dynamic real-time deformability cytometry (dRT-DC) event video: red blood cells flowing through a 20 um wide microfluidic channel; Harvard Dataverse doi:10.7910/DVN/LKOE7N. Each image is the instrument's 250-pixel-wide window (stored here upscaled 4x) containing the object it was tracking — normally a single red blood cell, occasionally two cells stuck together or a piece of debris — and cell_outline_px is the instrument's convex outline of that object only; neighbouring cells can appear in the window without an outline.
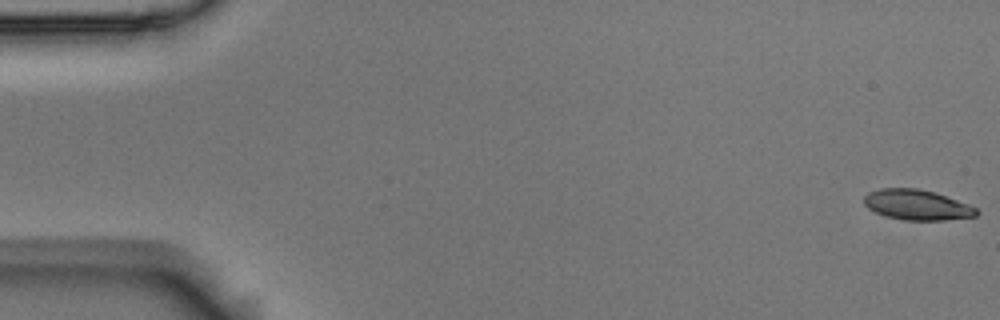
{"species": "Egyptian fruit bat (a non-hibernating species)", "species_latin": "Rousettus aegyptiacus", "temperature_condition": "room temperature", "stored_images_in_passage": 57, "camera_frame_rate_fps": 3000, "um_per_image_px": 0.085, "animal": {"sex": "male"}, "frame": {"image": 1, "passage_image": 1, "time_ms": 0.0, "image_size_px": [1000, 320], "cell_outline_px": [[980, 212], [976, 216], [944, 220], [904, 220], [884, 216], [868, 208], [864, 204], [864, 196], [868, 192], [880, 188], [920, 188], [968, 204], [976, 208]], "centroid_in_image_um": [77.91, 17.41], "position_along_channel_um": 7.1, "area_um2": 19.77}}
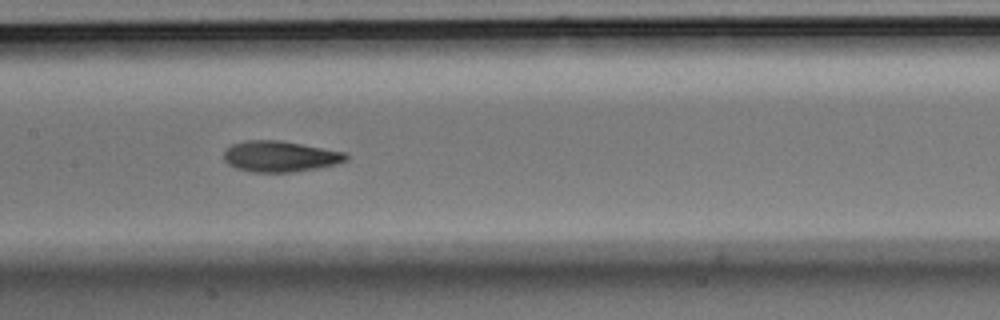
{"frame": {"image": 2, "passage_image": 28, "time_ms": 9.0, "image_size_px": [1000, 320], "cell_outline_px": [[348, 160], [316, 168], [292, 172], [248, 172], [236, 168], [228, 164], [224, 160], [224, 152], [232, 144], [244, 140], [280, 140], [344, 152], [348, 156]], "centroid_in_image_um": [23.75, 13.29], "position_along_channel_um": 183.6, "area_um2": 21.85}}
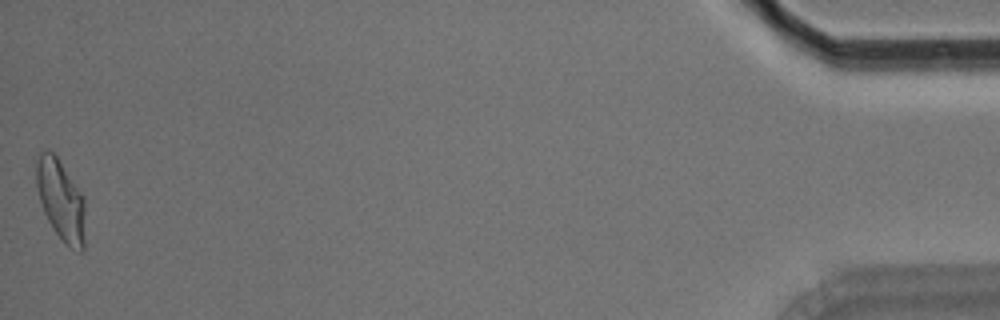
{"frame": {"image": 3, "passage_image": 57, "time_ms": 18.667, "image_size_px": [1000, 320], "cell_outline_px": [[84, 248], [80, 252], [64, 244], [48, 220], [44, 212], [40, 200], [36, 184], [36, 164], [40, 152], [52, 152], [56, 156], [84, 196]], "centroid_in_image_um": [5.18, 17.04], "position_along_channel_um": 430.0, "area_um2": 22.66}, "authors_computed_cell_mechanics": {"area_um2": 21.5594, "velocity_mm_per_s": 3.5448, "shape_relaxation_time_tau1_ms": 6.5089, "shape_relaxation_time_tau2_ms": 2.8827, "deformation_change_tau1": 0.1846, "deformation_change_tau2": 0.097}}